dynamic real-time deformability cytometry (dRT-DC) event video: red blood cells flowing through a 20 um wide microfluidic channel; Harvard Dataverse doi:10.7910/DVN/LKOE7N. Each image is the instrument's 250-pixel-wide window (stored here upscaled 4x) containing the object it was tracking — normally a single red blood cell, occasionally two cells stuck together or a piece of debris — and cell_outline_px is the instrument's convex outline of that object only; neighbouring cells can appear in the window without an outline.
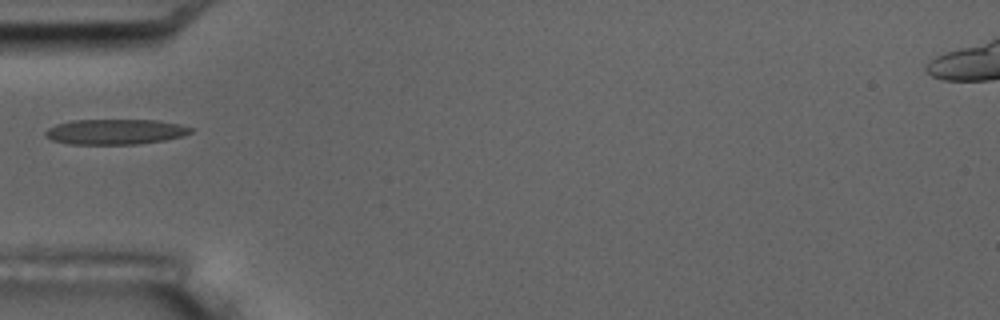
{"species": "common noctule bat (a hibernating species)", "species_latin": "Nyctalus noctula", "temperature_condition": "room temperature", "stored_images_in_passage": 9, "camera_frame_rate_fps": 3000, "um_per_image_px": 0.085, "animal": {"sex": "male", "body_mass_g": 17.5, "forearm_length_mm": 52.3}, "frame": {"image": 1, "passage_image": 6, "time_ms": 6.667, "image_size_px": [1000, 320], "cell_outline_px": [[196, 128], [192, 132], [184, 136], [164, 140], [136, 144], [68, 144], [52, 140], [44, 136], [44, 132], [48, 128], [56, 124], [72, 120], [160, 120], [180, 124]], "centroid_in_image_um": [9.82, 11.19], "position_along_channel_um": 75.2, "area_um2": 21.68}}
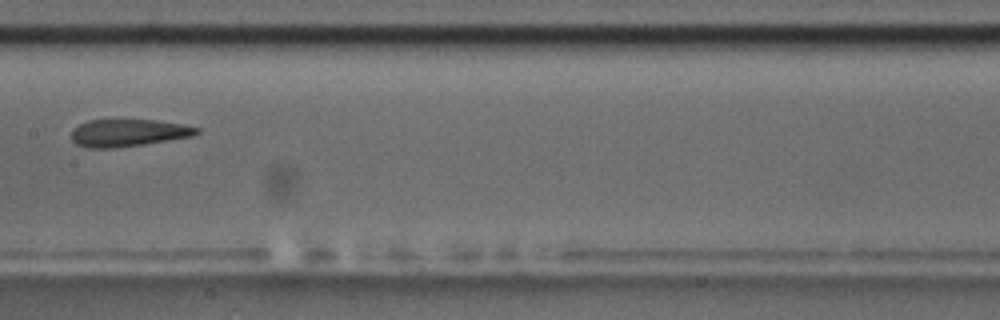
{"frame": {"image": 2, "passage_image": 9, "time_ms": 10.0, "image_size_px": [1000, 320], "cell_outline_px": [[200, 132], [192, 136], [144, 144], [116, 148], [88, 148], [76, 144], [72, 140], [72, 128], [88, 120], [156, 120], [180, 124], [200, 128]], "centroid_in_image_um": [10.87, 11.29], "position_along_channel_um": 196.5, "area_um2": 19.88}}